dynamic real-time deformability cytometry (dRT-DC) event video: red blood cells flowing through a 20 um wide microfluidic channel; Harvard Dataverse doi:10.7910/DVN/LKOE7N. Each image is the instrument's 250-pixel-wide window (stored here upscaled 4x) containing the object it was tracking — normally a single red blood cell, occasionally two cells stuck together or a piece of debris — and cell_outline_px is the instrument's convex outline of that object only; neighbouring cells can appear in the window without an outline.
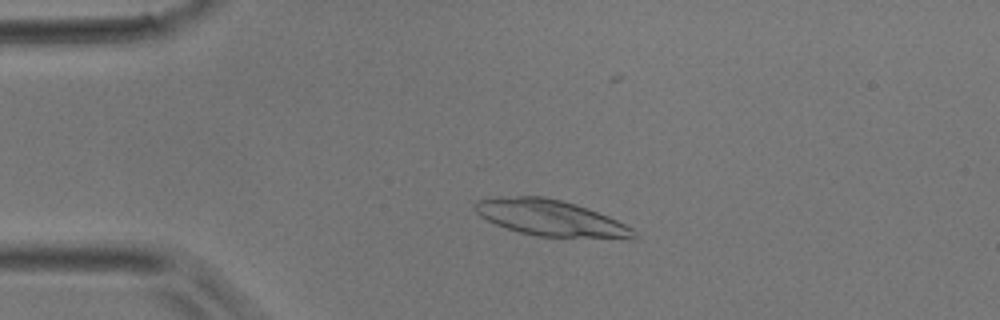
{"species": "common noctule bat (a hibernating species)", "species_latin": "Nyctalus noctula", "temperature_condition": "room temperature", "stored_images_in_passage": 21, "camera_frame_rate_fps": 3000, "um_per_image_px": 0.085, "animal": {"sex": "male", "body_mass_g": 17.9}, "frame": {"image": 1, "passage_image": 8, "time_ms": 2.333, "image_size_px": [1000, 320], "cell_outline_px": [[640, 236], [636, 240], [628, 240], [536, 236], [520, 232], [496, 224], [480, 216], [476, 212], [472, 204], [476, 200], [500, 196], [544, 196], [576, 204], [608, 216], [632, 228]], "centroid_in_image_um": [46.87, 18.55], "position_along_channel_um": 38.1, "area_um2": 33.99}}
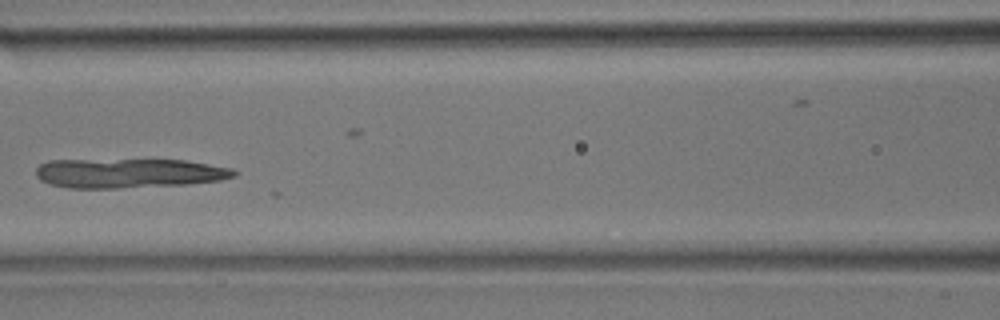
{"frame": {"image": 2, "passage_image": 18, "time_ms": 5.667, "image_size_px": [1000, 320], "cell_outline_px": [[236, 176], [220, 180], [188, 184], [116, 188], [68, 188], [52, 184], [40, 180], [36, 176], [36, 168], [40, 164], [48, 160], [184, 160], [232, 168], [236, 172]], "centroid_in_image_um": [10.93, 14.72], "position_along_channel_um": 155.7, "area_um2": 33.87}}